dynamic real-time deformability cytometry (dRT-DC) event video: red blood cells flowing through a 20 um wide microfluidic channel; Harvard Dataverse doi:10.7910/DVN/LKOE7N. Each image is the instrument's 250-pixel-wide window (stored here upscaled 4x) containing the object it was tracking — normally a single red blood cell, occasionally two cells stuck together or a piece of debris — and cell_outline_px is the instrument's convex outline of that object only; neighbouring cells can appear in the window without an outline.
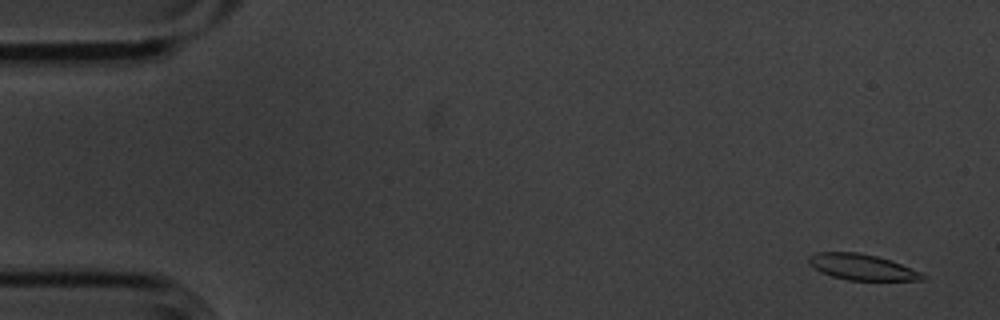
{"species": "common noctule bat (a hibernating species)", "species_latin": "Nyctalus noctula", "temperature_condition": "cold", "stored_images_in_passage": 4, "camera_frame_rate_fps": 3000, "um_per_image_px": 0.085, "animal": {"sex": "male", "body_mass_g": 20.1, "forearm_length_mm": 53.5}, "frame": {"image": 1, "passage_image": 1, "time_ms": 0.0, "image_size_px": [1000, 320], "cell_outline_px": [[928, 276], [924, 280], [848, 280], [832, 276], [820, 272], [812, 268], [808, 264], [808, 256], [816, 252], [860, 252], [892, 260], [920, 272]], "centroid_in_image_um": [73.24, 22.69], "position_along_channel_um": 11.8, "area_um2": 17.34}}
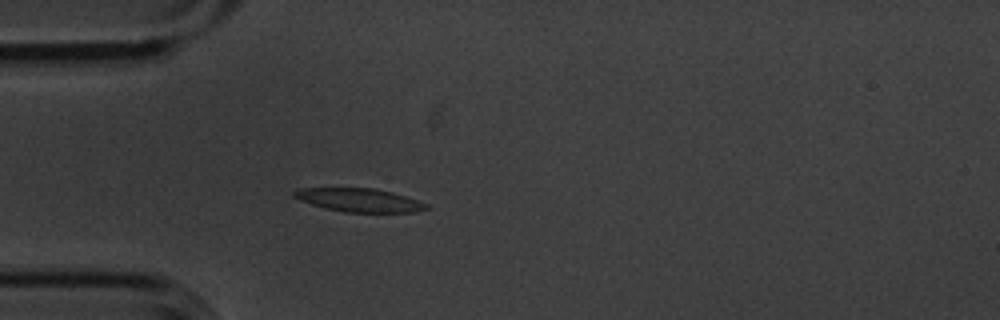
{"frame": {"image": 2, "passage_image": 4, "time_ms": 1.0, "image_size_px": [1000, 320], "cell_outline_px": [[428, 208], [416, 212], [344, 212], [312, 204], [300, 200], [292, 196], [292, 192], [300, 188], [376, 188], [392, 192], [428, 204]], "centroid_in_image_um": [30.53, 17.0], "position_along_channel_um": 54.5, "area_um2": 17.86}}